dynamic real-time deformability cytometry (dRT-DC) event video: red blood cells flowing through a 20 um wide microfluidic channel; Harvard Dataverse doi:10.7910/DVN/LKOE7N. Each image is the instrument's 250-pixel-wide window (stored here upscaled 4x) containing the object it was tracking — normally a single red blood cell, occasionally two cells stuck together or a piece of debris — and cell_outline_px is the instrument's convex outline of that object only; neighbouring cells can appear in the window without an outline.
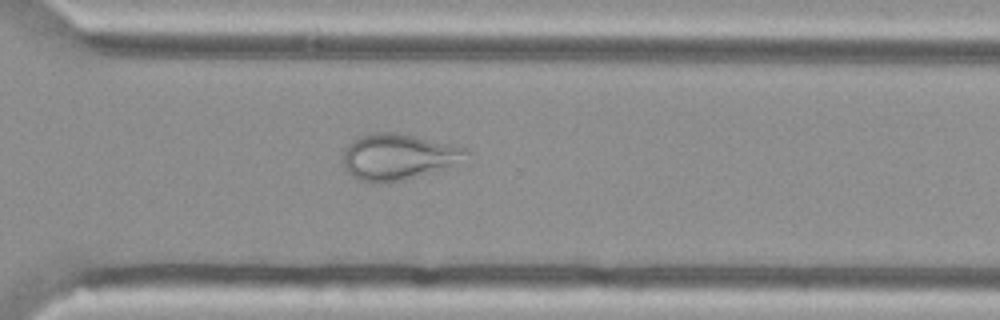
{"species": "Egyptian fruit bat (a non-hibernating species)", "species_latin": "Rousettus aegyptiacus", "temperature_condition": "cold", "stored_images_in_passage": 54, "camera_frame_rate_fps": 3000, "um_per_image_px": 0.085, "animal": {"sex": "female"}, "frame": {"image": 1, "passage_image": 39, "time_ms": 12.667, "image_size_px": [1000, 320], "cell_outline_px": [[472, 164], [420, 176], [400, 180], [376, 184], [360, 180], [352, 176], [344, 168], [344, 152], [348, 144], [352, 140], [368, 132], [396, 132], [468, 148], [472, 152]], "centroid_in_image_um": [34.04, 13.35], "position_along_channel_um": 336.6, "area_um2": 34.45}}